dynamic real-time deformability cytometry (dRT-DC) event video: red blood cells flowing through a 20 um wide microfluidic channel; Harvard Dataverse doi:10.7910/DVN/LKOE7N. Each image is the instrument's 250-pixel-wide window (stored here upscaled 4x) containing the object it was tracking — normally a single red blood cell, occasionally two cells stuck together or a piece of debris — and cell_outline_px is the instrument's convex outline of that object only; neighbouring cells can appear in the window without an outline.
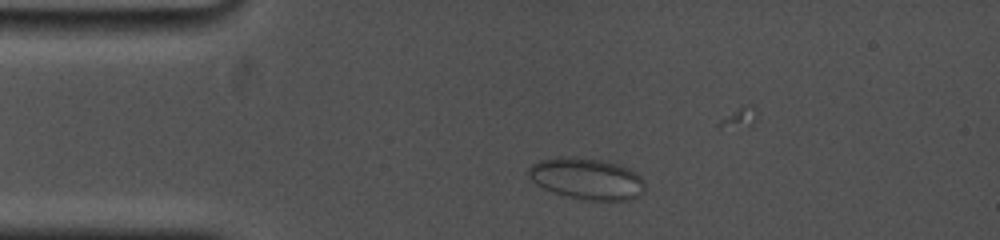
{"species": "common noctule bat (a hibernating species)", "species_latin": "Nyctalus noctula", "temperature_condition": "cold", "stored_images_in_passage": 31, "camera_frame_rate_fps": 5000, "um_per_image_px": 0.085, "animal": {"sex": "female", "body_mass_g": 19.0, "forearm_length_mm": 53.3}, "frame": {"image": 1, "passage_image": 1, "time_ms": 0.0, "image_size_px": [1000, 240], "cell_outline_px": [[644, 192], [640, 196], [628, 200], [584, 200], [568, 196], [544, 188], [536, 184], [528, 176], [528, 168], [532, 164], [540, 160], [560, 156], [572, 156], [600, 160], [620, 164], [636, 172], [644, 180]], "centroid_in_image_um": [49.9, 15.18], "position_along_channel_um": 35.1, "area_um2": 28.21}}